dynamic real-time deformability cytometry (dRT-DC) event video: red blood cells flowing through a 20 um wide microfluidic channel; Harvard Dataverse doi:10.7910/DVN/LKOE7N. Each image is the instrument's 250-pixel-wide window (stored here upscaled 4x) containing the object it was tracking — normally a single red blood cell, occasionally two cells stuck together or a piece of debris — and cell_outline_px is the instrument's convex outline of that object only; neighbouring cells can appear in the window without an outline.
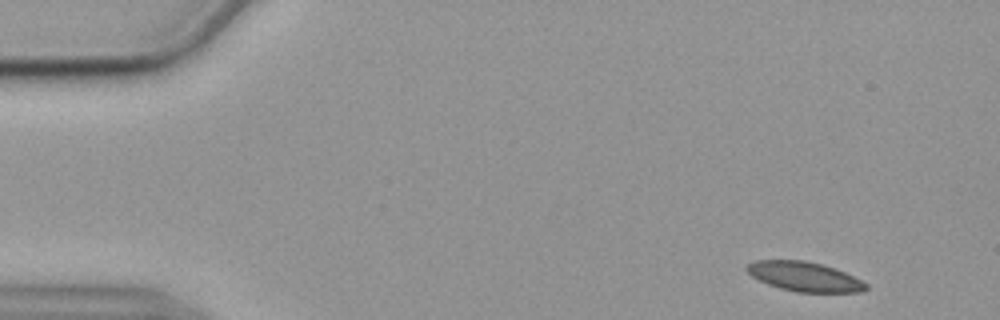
{"species": "common noctule bat (a hibernating species)", "species_latin": "Nyctalus noctula", "temperature_condition": "cold", "stored_images_in_passage": 54, "camera_frame_rate_fps": 3000, "um_per_image_px": 0.085, "animal": {"sex": "female", "body_mass_g": 19.9}, "frame": {"image": 1, "passage_image": 3, "time_ms": 0.667, "image_size_px": [1000, 320], "cell_outline_px": [[868, 288], [860, 292], [796, 292], [780, 288], [768, 284], [752, 276], [744, 268], [748, 264], [756, 260], [804, 260], [820, 264], [844, 272], [868, 284]], "centroid_in_image_um": [68.35, 23.51], "position_along_channel_um": 16.6, "area_um2": 20.23}}
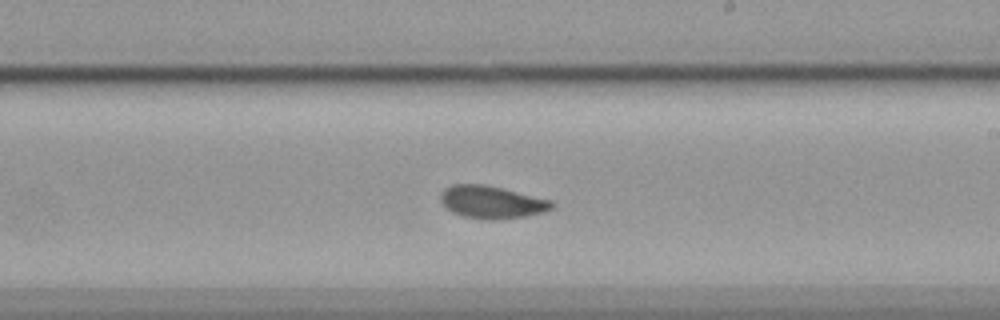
{"frame": {"image": 2, "passage_image": 31, "time_ms": 10.0, "image_size_px": [1000, 320], "cell_outline_px": [[556, 204], [552, 208], [544, 212], [524, 216], [492, 220], [484, 220], [464, 216], [452, 212], [440, 200], [440, 192], [444, 188], [452, 184], [484, 184], [552, 200]], "centroid_in_image_um": [41.79, 17.17], "position_along_channel_um": 247.2, "area_um2": 21.1}}
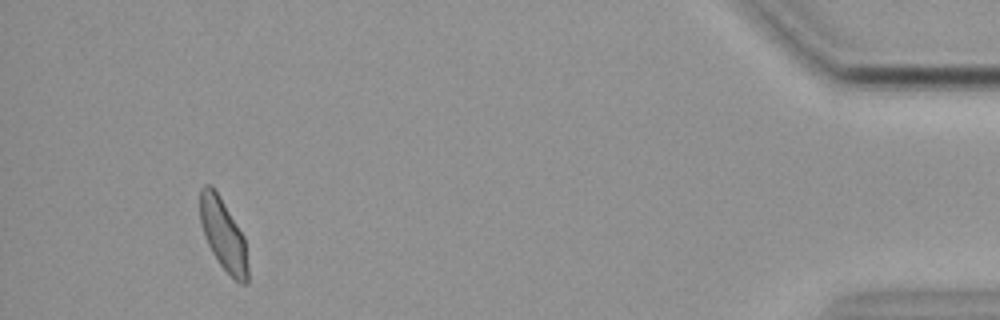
{"frame": {"image": 3, "passage_image": 51, "time_ms": 16.667, "image_size_px": [1000, 320], "cell_outline_px": [[248, 284], [240, 284], [220, 264], [212, 252], [208, 244], [200, 224], [200, 188], [204, 184], [212, 184], [244, 236], [248, 268]], "centroid_in_image_um": [18.97, 19.92], "position_along_channel_um": 416.2, "area_um2": 19.77}, "authors_computed_cell_mechanics": {"area_um2": 20.9814, "velocity_mm_per_s": 3.5549, "shape_relaxation_time_tau1_ms": null, "shape_relaxation_time_tau2_ms": 1.6268, "deformation_change_tau1": null, "deformation_change_tau2": 0.0605}}